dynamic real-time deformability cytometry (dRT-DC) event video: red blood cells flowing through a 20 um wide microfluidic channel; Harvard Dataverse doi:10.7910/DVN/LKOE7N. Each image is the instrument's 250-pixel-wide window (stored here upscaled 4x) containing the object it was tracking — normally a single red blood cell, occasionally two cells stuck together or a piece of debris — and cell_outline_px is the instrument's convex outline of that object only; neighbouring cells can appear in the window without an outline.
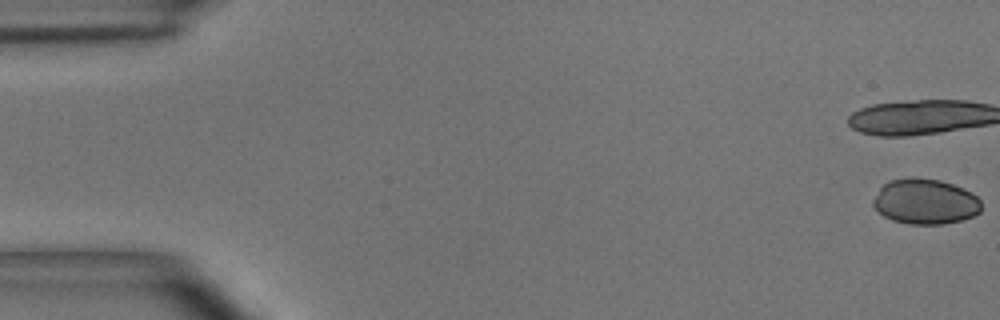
{"species": "common noctule bat (a hibernating species)", "species_latin": "Nyctalus noctula", "temperature_condition": "room temperature", "stored_images_in_passage": 18, "camera_frame_rate_fps": 3000, "um_per_image_px": 0.085, "animal": {"sex": "male", "body_mass_g": 15.6}, "frame": {"image": 1, "passage_image": 1, "time_ms": 0.0, "image_size_px": [1000, 320], "cell_outline_px": [[980, 212], [972, 216], [960, 220], [944, 224], [908, 224], [892, 220], [884, 216], [872, 204], [872, 200], [880, 188], [888, 180], [912, 176], [916, 176], [940, 180], [964, 188], [972, 192], [980, 200]], "centroid_in_image_um": [78.63, 17.11], "position_along_channel_um": 6.4, "area_um2": 28.78}}